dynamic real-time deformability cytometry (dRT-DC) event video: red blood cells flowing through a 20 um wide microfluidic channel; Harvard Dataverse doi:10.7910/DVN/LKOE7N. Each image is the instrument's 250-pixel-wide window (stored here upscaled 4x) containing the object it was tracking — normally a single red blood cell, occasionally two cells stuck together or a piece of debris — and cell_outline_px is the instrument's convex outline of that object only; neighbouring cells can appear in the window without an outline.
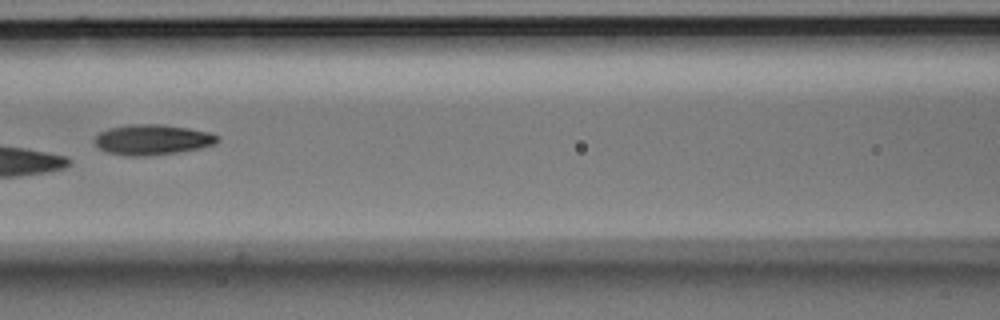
{"species": "Egyptian fruit bat (a non-hibernating species)", "species_latin": "Rousettus aegyptiacus", "temperature_condition": "room temperature", "stored_images_in_passage": 7, "camera_frame_rate_fps": 3000, "um_per_image_px": 0.085, "animal": {"sex": "male"}, "frame": {"image": 1, "passage_image": 3, "time_ms": 0.667, "image_size_px": [1000, 320], "cell_outline_px": [[220, 136], [212, 144], [200, 148], [176, 152], [144, 156], [128, 156], [108, 152], [100, 148], [92, 140], [100, 132], [108, 128], [128, 124], [164, 124], [212, 132]], "centroid_in_image_um": [12.93, 11.85], "position_along_channel_um": 153.7, "area_um2": 21.68}}
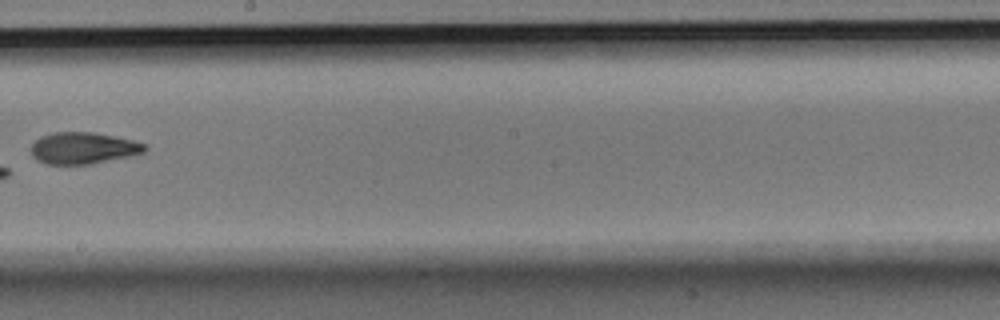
{"frame": {"image": 2, "passage_image": 5, "time_ms": 1.333, "image_size_px": [1000, 320], "cell_outline_px": [[148, 148], [144, 152], [128, 156], [92, 164], [44, 164], [36, 160], [32, 156], [32, 144], [40, 136], [52, 132], [96, 132], [132, 140], [144, 144]], "centroid_in_image_um": [7.04, 12.58], "position_along_channel_um": 241.2, "area_um2": 20.98}}
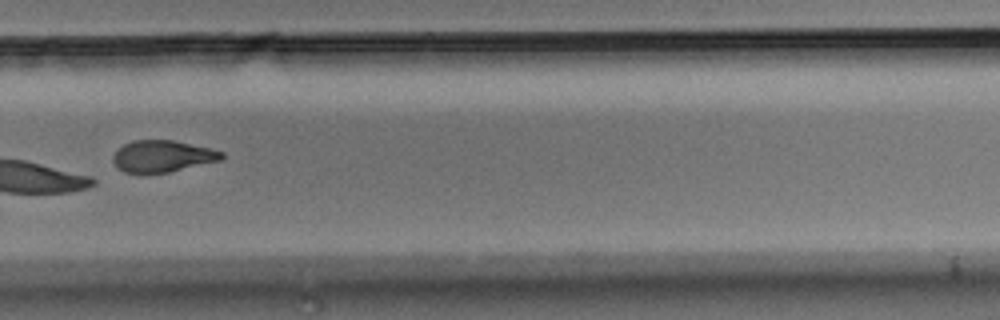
{"frame": {"image": 3, "passage_image": 7, "time_ms": 2.0, "image_size_px": [1000, 320], "cell_outline_px": [[224, 156], [220, 160], [168, 172], [140, 176], [124, 172], [112, 160], [112, 156], [124, 144], [132, 140], [172, 140], [212, 148], [224, 152]], "centroid_in_image_um": [13.79, 13.3], "position_along_channel_um": 316.0, "area_um2": 20.35}}